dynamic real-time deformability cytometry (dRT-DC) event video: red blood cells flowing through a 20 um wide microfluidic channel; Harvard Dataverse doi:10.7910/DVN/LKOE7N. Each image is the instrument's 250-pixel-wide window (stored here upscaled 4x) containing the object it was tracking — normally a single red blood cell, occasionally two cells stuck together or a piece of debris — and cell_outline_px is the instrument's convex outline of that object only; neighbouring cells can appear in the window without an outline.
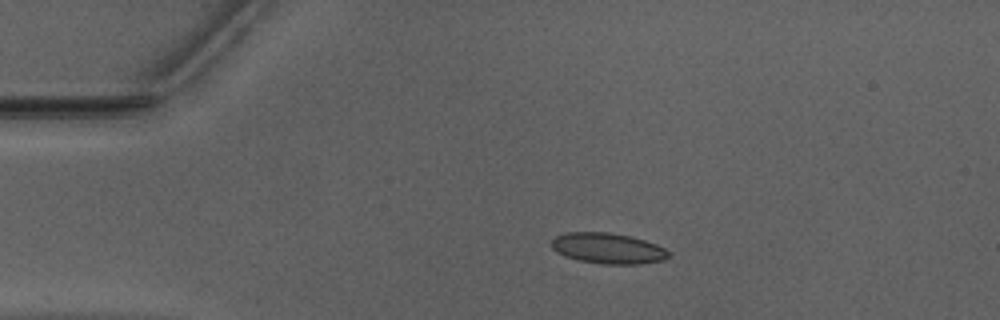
{"species": "Egyptian fruit bat (a non-hibernating species)", "species_latin": "Rousettus aegyptiacus", "temperature_condition": "warm", "stored_images_in_passage": 42, "camera_frame_rate_fps": 3000, "um_per_image_px": 0.085, "animal": {"sex": "male"}, "frame": {"image": 1, "passage_image": 1, "time_ms": 0.0, "image_size_px": [1000, 320], "cell_outline_px": [[668, 256], [664, 260], [636, 264], [600, 264], [580, 260], [556, 252], [552, 248], [552, 240], [556, 236], [568, 232], [608, 232], [628, 236], [644, 240], [656, 244], [664, 248], [668, 252]], "centroid_in_image_um": [51.66, 21.11], "position_along_channel_um": 33.3, "area_um2": 20.63}}
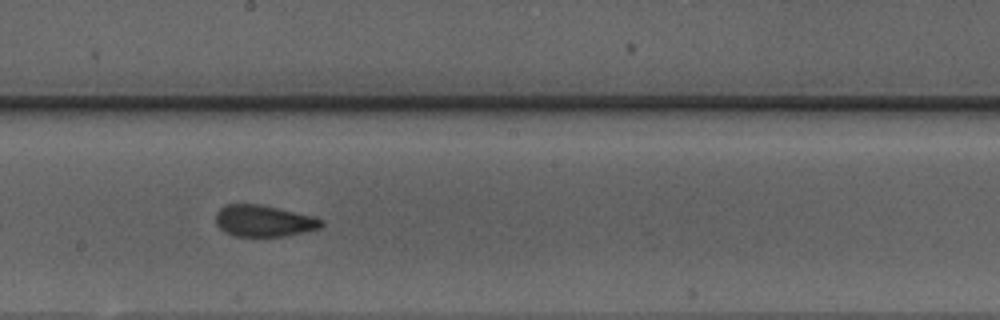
{"frame": {"image": 2, "passage_image": 19, "time_ms": 6.0, "image_size_px": [1000, 320], "cell_outline_px": [[324, 224], [320, 228], [304, 232], [284, 236], [236, 236], [224, 232], [216, 224], [216, 212], [224, 204], [260, 204], [312, 216], [324, 220]], "centroid_in_image_um": [22.4, 18.77], "position_along_channel_um": 225.8, "area_um2": 19.36}}
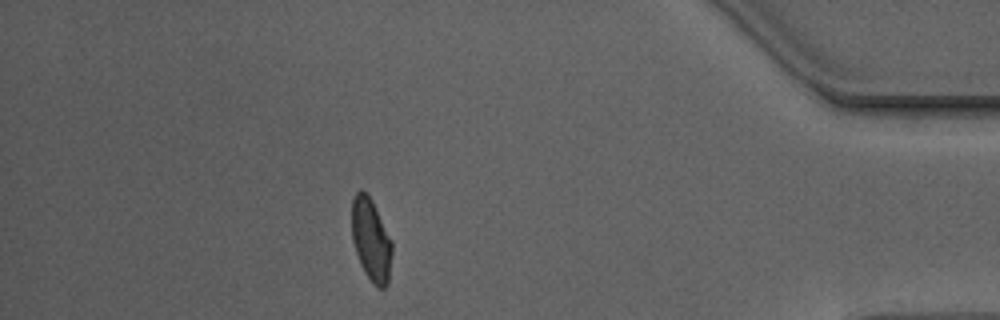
{"frame": {"image": 3, "passage_image": 36, "time_ms": 11.667, "image_size_px": [1000, 320], "cell_outline_px": [[392, 252], [388, 284], [384, 288], [376, 288], [372, 284], [364, 272], [360, 264], [352, 240], [352, 200], [356, 192], [360, 188], [368, 192], [392, 240]], "centroid_in_image_um": [31.54, 20.38], "position_along_channel_um": 403.7, "area_um2": 19.71}, "authors_computed_cell_mechanics": {"area_um2": 19.8543, "velocity_mm_per_s": 3.9598, "shape_relaxation_time_tau1_ms": null, "shape_relaxation_time_tau2_ms": 1.0773, "deformation_change_tau1": null, "deformation_change_tau2": 0.0693}}